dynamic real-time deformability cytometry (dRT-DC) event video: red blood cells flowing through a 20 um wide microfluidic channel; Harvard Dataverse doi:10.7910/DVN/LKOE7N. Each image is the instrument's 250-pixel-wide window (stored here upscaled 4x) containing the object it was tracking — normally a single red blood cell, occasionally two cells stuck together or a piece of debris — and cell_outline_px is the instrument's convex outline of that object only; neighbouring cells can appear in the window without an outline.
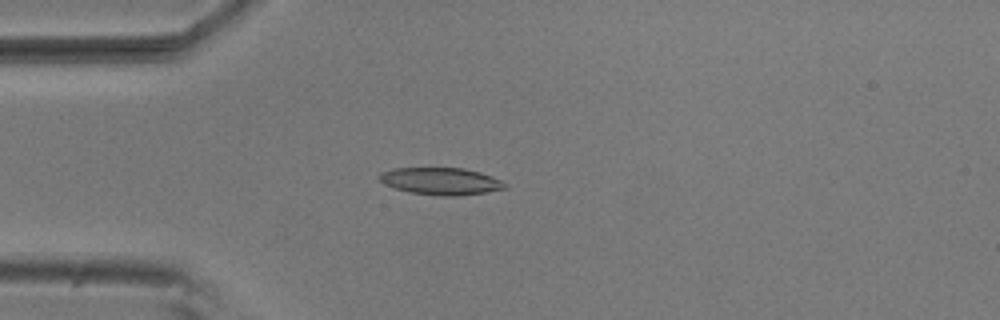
{"species": "common noctule bat (a hibernating species)", "species_latin": "Nyctalus noctula", "temperature_condition": "room temperature", "stored_images_in_passage": 4, "camera_frame_rate_fps": 3000, "um_per_image_px": 0.085, "animal": {"sex": "male", "body_mass_g": 20.5, "forearm_length_mm": 52.5}, "frame": {"image": 1, "passage_image": 2, "time_ms": 0.333, "image_size_px": [1000, 320], "cell_outline_px": [[508, 184], [504, 188], [484, 192], [460, 196], [440, 196], [412, 192], [396, 188], [384, 184], [376, 176], [380, 172], [392, 168], [464, 168], [480, 172], [492, 176]], "centroid_in_image_um": [37.44, 15.39], "position_along_channel_um": 47.6, "area_um2": 19.83}}
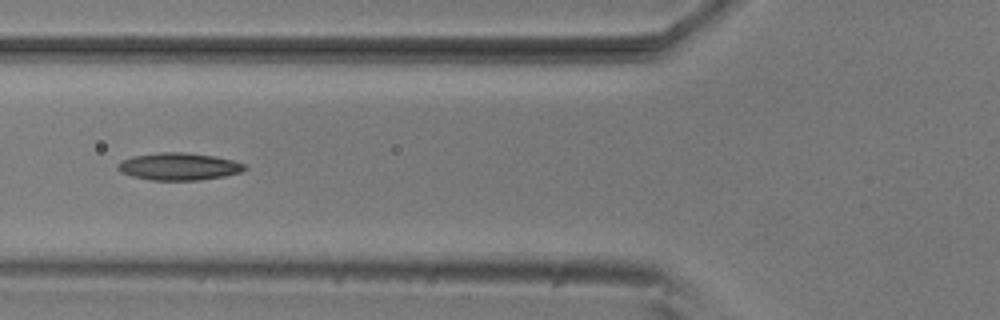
{"frame": {"image": 2, "passage_image": 4, "time_ms": 1.0, "image_size_px": [1000, 320], "cell_outline_px": [[248, 168], [240, 172], [224, 176], [200, 180], [152, 180], [132, 176], [120, 172], [116, 168], [116, 164], [120, 160], [132, 156], [160, 152], [184, 152], [212, 156], [232, 160], [248, 164]], "centroid_in_image_um": [15.18, 14.15], "position_along_channel_um": 110.6, "area_um2": 20.35}}